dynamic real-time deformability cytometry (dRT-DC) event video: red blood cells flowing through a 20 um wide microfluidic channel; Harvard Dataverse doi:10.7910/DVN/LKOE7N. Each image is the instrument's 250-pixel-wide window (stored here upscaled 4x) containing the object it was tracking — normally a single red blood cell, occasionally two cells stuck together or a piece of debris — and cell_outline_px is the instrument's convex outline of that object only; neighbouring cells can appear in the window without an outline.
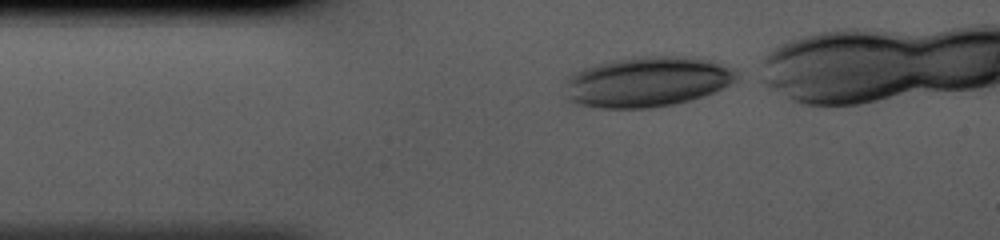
{"species": "human", "species_latin": "Homo sapiens", "temperature_condition": "cold", "stored_images_in_passage": 31, "camera_frame_rate_fps": 3000, "um_per_image_px": 0.085, "donor": {"sex": "male"}, "frame": {"image": 1, "passage_image": 1, "time_ms": 0.0, "image_size_px": [1000, 240], "cell_outline_px": [[740, 76], [736, 84], [704, 96], [676, 104], [652, 108], [600, 108], [576, 104], [568, 100], [564, 80], [572, 72], [592, 64], [632, 56], [696, 56], [736, 68], [740, 72]], "centroid_in_image_um": [55.06, 6.93], "position_along_channel_um": 29.9, "area_um2": 51.79}}
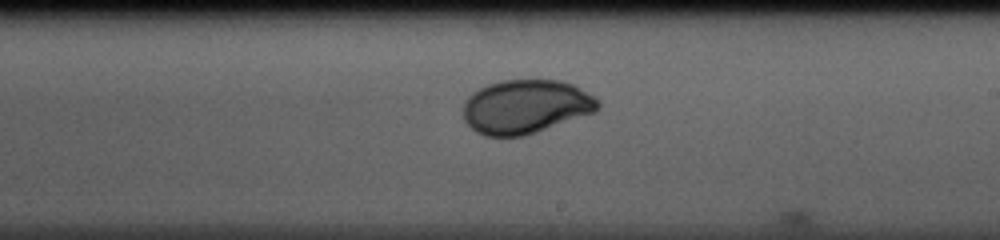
{"frame": {"image": 2, "passage_image": 18, "time_ms": 5.667, "image_size_px": [1000, 240], "cell_outline_px": [[600, 108], [596, 112], [524, 136], [484, 136], [476, 132], [464, 120], [464, 104], [468, 96], [472, 92], [488, 84], [504, 80], [560, 80], [572, 84], [596, 96], [600, 100]], "centroid_in_image_um": [44.72, 9.06], "position_along_channel_um": 244.3, "area_um2": 42.48}}
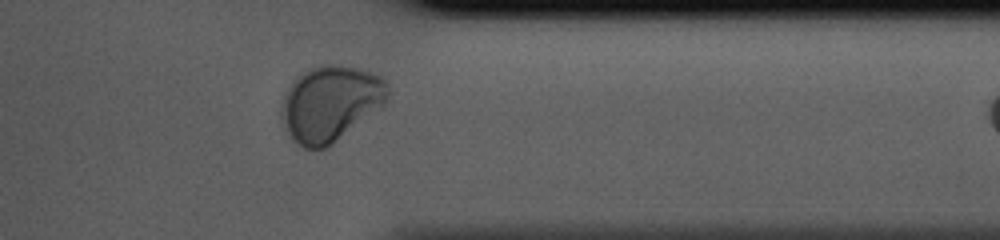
{"frame": {"image": 3, "passage_image": 28, "time_ms": 9.0, "image_size_px": [1000, 240], "cell_outline_px": [[388, 100], [380, 108], [332, 144], [324, 148], [304, 148], [288, 132], [280, 116], [280, 112], [284, 96], [288, 88], [304, 72], [312, 68], [328, 64], [332, 64], [360, 68], [384, 76], [388, 80]], "centroid_in_image_um": [28.14, 8.77], "position_along_channel_um": 383.3, "area_um2": 46.36}}